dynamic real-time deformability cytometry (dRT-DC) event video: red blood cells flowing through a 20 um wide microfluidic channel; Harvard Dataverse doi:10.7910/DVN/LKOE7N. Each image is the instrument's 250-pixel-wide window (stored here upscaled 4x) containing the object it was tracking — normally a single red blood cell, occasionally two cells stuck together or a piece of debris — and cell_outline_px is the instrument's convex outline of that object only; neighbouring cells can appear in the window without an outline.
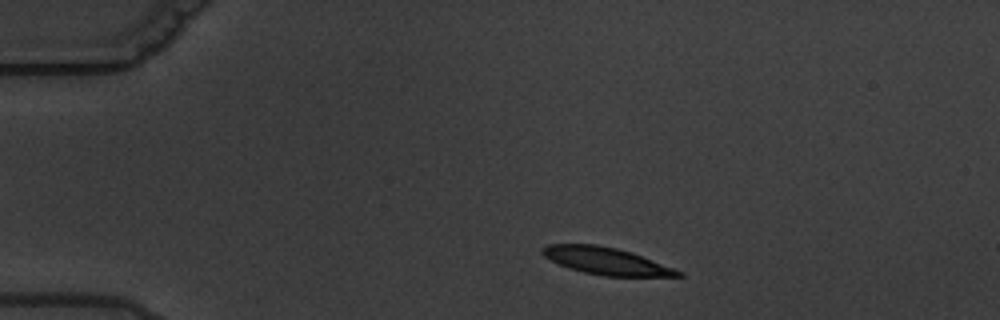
{"species": "common noctule bat (a hibernating species)", "species_latin": "Nyctalus noctula", "temperature_condition": "warm", "stored_images_in_passage": 2, "camera_frame_rate_fps": 3000, "um_per_image_px": 0.085, "animal": {"sex": "male", "body_mass_g": 19.5, "forearm_length_mm": 54.6}, "frame": {"image": 1, "passage_image": 1, "time_ms": 0.0, "image_size_px": [1000, 320], "cell_outline_px": [[684, 276], [604, 276], [584, 272], [568, 268], [544, 256], [540, 252], [540, 248], [548, 244], [596, 244], [616, 248], [632, 252], [684, 272]], "centroid_in_image_um": [51.51, 22.17], "position_along_channel_um": 33.5, "area_um2": 21.39}}